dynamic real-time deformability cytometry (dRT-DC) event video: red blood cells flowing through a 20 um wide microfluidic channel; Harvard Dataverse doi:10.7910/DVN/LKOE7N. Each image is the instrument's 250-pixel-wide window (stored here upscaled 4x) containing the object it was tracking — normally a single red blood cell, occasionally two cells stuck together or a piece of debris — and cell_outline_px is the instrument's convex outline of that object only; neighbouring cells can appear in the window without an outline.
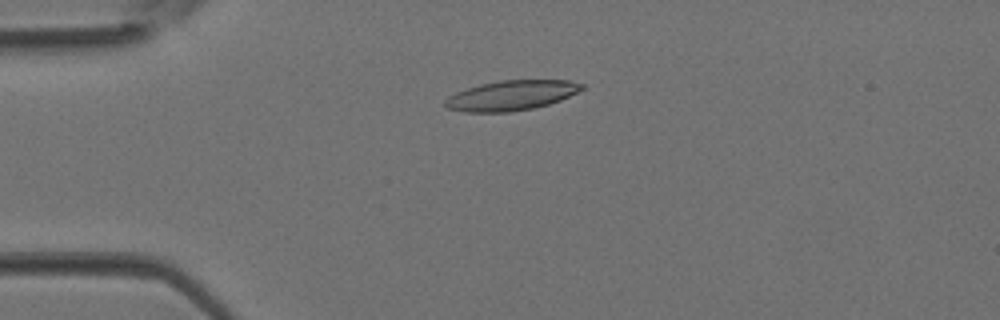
{"species": "Egyptian fruit bat (a non-hibernating species)", "species_latin": "Rousettus aegyptiacus", "temperature_condition": "room temperature", "stored_images_in_passage": 3, "camera_frame_rate_fps": 3000, "um_per_image_px": 0.085, "animal": {"sex": "female"}, "frame": {"image": 1, "passage_image": 3, "time_ms": 0.667, "image_size_px": [1000, 320], "cell_outline_px": [[584, 88], [560, 100], [548, 104], [532, 108], [508, 112], [464, 112], [448, 108], [444, 104], [444, 100], [448, 96], [456, 92], [480, 84], [500, 80], [568, 80], [584, 84]], "centroid_in_image_um": [43.43, 8.11], "position_along_channel_um": 41.6, "area_um2": 23.7}}